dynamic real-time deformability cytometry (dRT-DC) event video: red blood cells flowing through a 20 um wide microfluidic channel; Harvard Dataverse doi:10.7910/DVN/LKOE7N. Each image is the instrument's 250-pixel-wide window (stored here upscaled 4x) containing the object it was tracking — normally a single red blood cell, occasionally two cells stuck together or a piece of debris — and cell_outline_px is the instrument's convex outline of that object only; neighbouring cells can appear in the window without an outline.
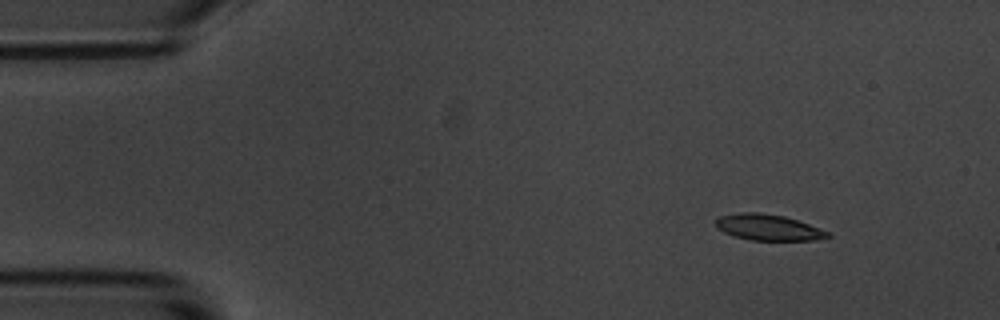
{"species": "common noctule bat (a hibernating species)", "species_latin": "Nyctalus noctula", "temperature_condition": "room temperature", "stored_images_in_passage": 4, "camera_frame_rate_fps": 3000, "um_per_image_px": 0.085, "animal": {"sex": "male", "body_mass_g": 20.1, "forearm_length_mm": 53.5}, "frame": {"image": 1, "passage_image": 1, "time_ms": 0.0, "image_size_px": [1000, 320], "cell_outline_px": [[832, 236], [812, 240], [752, 240], [736, 236], [724, 232], [716, 228], [716, 220], [720, 216], [740, 212], [756, 212], [784, 216], [808, 224], [828, 232]], "centroid_in_image_um": [65.27, 19.32], "position_along_channel_um": 19.7, "area_um2": 16.65}}